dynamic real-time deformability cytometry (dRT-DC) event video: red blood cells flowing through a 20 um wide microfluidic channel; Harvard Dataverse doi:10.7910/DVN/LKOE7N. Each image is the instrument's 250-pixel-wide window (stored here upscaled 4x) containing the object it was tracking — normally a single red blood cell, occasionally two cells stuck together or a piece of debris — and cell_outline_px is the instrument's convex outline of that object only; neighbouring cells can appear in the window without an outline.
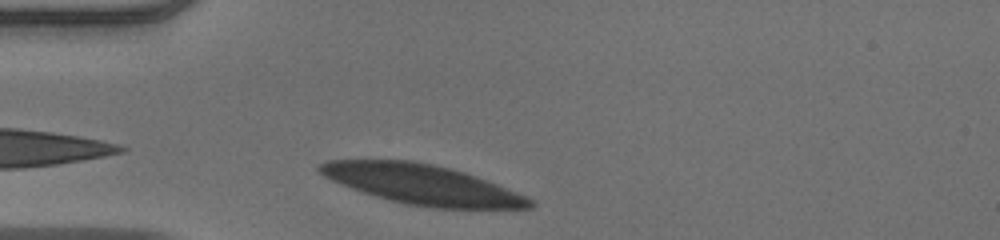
{"species": "human", "species_latin": "Homo sapiens", "temperature_condition": "warm", "stored_images_in_passage": 31, "camera_frame_rate_fps": 3000, "um_per_image_px": 0.085, "donor": {"sex": "male"}, "frame": {"image": 1, "passage_image": 2, "time_ms": 0.333, "image_size_px": [1000, 240], "cell_outline_px": [[532, 204], [524, 208], [436, 208], [408, 204], [388, 200], [352, 188], [332, 180], [324, 176], [316, 168], [320, 164], [328, 160], [412, 160], [432, 164], [448, 168], [472, 176], [532, 200]], "centroid_in_image_um": [35.74, 15.67], "position_along_channel_um": 49.3, "area_um2": 47.11}}
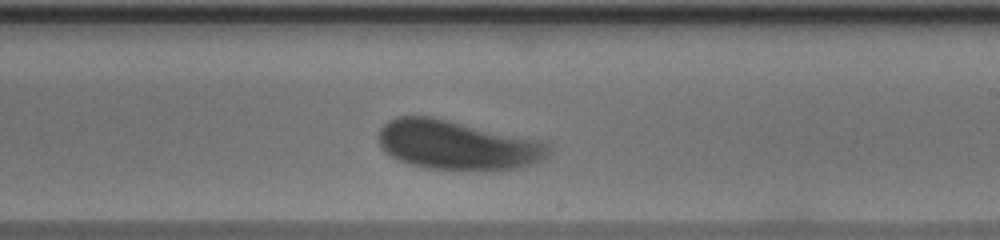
{"frame": {"image": 2, "passage_image": 19, "time_ms": 6.0, "image_size_px": [1000, 240], "cell_outline_px": [[548, 152], [540, 160], [516, 168], [488, 172], [464, 172], [424, 168], [400, 160], [392, 156], [380, 144], [380, 128], [388, 120], [396, 116], [432, 116], [544, 144], [548, 148]], "centroid_in_image_um": [38.73, 12.38], "position_along_channel_um": 250.3, "area_um2": 47.8}}
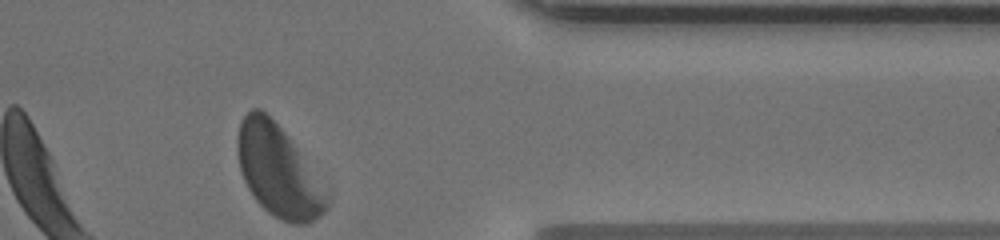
{"frame": {"image": 3, "passage_image": 31, "time_ms": 10.0, "image_size_px": [1000, 240], "cell_outline_px": [[328, 204], [324, 212], [308, 224], [292, 224], [268, 212], [256, 200], [248, 188], [244, 180], [240, 168], [240, 120], [252, 108], [260, 108], [280, 128], [288, 140]], "centroid_in_image_um": [23.54, 14.58], "position_along_channel_um": 387.9, "area_um2": 43.7}, "authors_computed_cell_mechanics": {"area_um2": 48.3208, "velocity_mm_per_s": 3.821, "shape_relaxation_time_tau1_ms": 4.1804, "shape_relaxation_time_tau2_ms": 2.8088, "deformation_change_tau1": 0.1698, "deformation_change_tau2": 0.093}}